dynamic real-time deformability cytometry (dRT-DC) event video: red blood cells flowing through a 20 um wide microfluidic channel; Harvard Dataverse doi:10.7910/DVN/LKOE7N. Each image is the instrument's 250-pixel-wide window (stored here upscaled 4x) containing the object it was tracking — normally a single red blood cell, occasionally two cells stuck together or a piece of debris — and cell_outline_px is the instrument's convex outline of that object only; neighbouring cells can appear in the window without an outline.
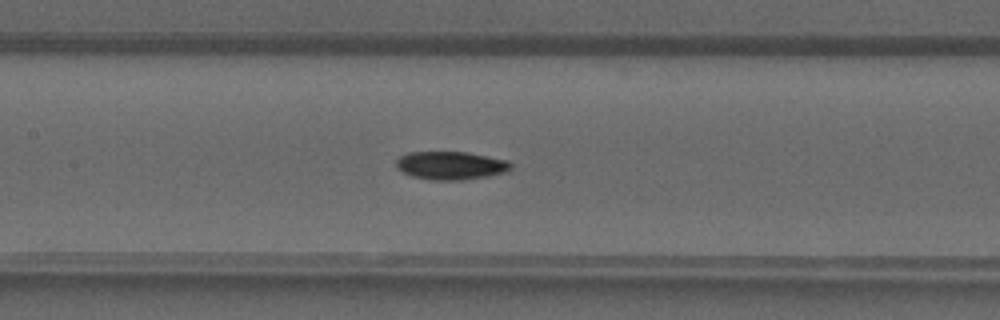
{"species": "common noctule bat (a hibernating species)", "species_latin": "Nyctalus noctula", "temperature_condition": "warm", "stored_images_in_passage": 31, "camera_frame_rate_fps": 3000, "um_per_image_px": 0.085, "animal": {"sex": "male", "forearm_length_mm": 52.5}, "frame": {"image": 1, "passage_image": 10, "time_ms": 3.0, "image_size_px": [1000, 320], "cell_outline_px": [[512, 168], [504, 172], [488, 176], [464, 180], [432, 180], [412, 176], [396, 168], [396, 160], [400, 156], [408, 152], [464, 152], [508, 160], [512, 164]], "centroid_in_image_um": [38.3, 14.07], "position_along_channel_um": 169.1, "area_um2": 18.79}}
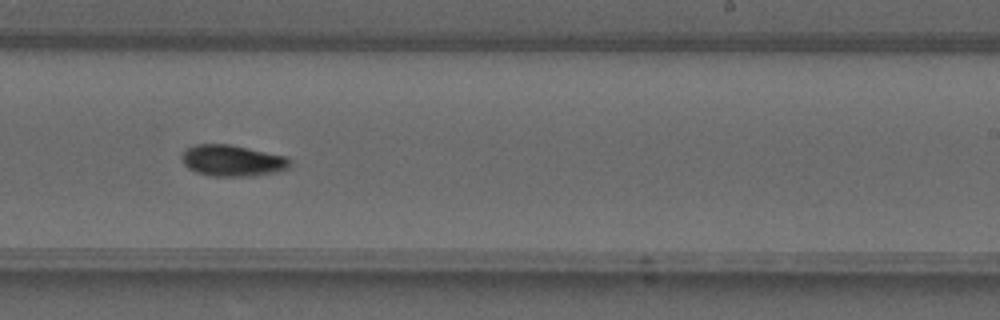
{"frame": {"image": 2, "passage_image": 16, "time_ms": 5.0, "image_size_px": [1000, 320], "cell_outline_px": [[292, 160], [288, 168], [276, 172], [256, 176], [212, 176], [196, 172], [188, 168], [184, 164], [180, 156], [188, 148], [196, 144], [228, 144], [288, 156]], "centroid_in_image_um": [19.78, 13.66], "position_along_channel_um": 269.2, "area_um2": 19.83}}
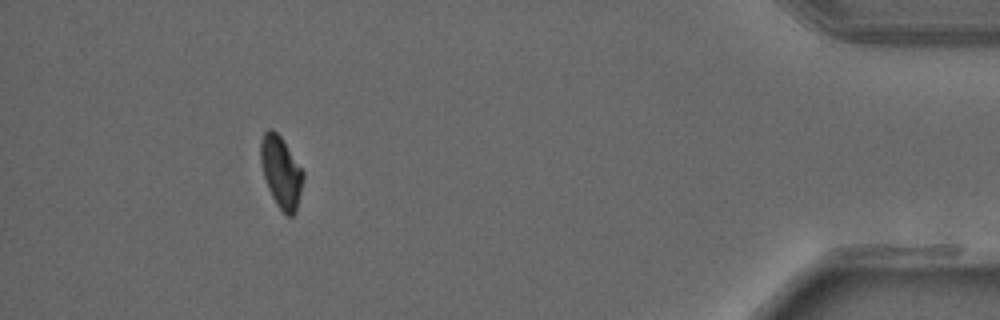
{"frame": {"image": 3, "passage_image": 28, "time_ms": 9.0, "image_size_px": [1000, 320], "cell_outline_px": [[304, 176], [296, 212], [292, 216], [288, 216], [276, 204], [268, 188], [264, 176], [260, 160], [260, 140], [264, 132], [268, 128], [272, 128], [280, 136], [304, 172]], "centroid_in_image_um": [23.88, 14.61], "position_along_channel_um": 411.3, "area_um2": 17.57}}